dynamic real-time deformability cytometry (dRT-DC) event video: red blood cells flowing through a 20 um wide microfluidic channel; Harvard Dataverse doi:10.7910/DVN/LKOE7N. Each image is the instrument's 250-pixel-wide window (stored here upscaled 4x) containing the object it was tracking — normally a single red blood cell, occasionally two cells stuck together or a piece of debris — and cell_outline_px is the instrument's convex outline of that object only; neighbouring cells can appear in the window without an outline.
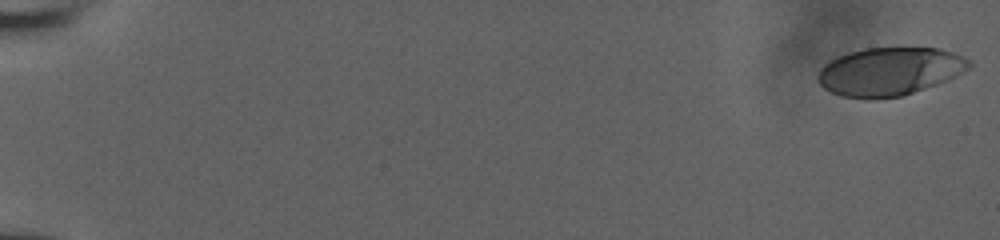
{"species": "human", "species_latin": "Homo sapiens", "temperature_condition": "room temperature", "stored_images_in_passage": 19, "camera_frame_rate_fps": 3000, "um_per_image_px": 0.085, "donor": {"sex": "male"}, "frame": {"image": 1, "passage_image": 1, "time_ms": 0.0, "image_size_px": [1000, 240], "cell_outline_px": [[972, 64], [968, 68], [956, 76], [948, 80], [900, 96], [844, 96], [832, 92], [824, 88], [820, 84], [820, 68], [824, 64], [848, 52], [864, 48], [940, 48], [964, 56]], "centroid_in_image_um": [75.67, 6.03], "position_along_channel_um": 9.3, "area_um2": 41.27}}